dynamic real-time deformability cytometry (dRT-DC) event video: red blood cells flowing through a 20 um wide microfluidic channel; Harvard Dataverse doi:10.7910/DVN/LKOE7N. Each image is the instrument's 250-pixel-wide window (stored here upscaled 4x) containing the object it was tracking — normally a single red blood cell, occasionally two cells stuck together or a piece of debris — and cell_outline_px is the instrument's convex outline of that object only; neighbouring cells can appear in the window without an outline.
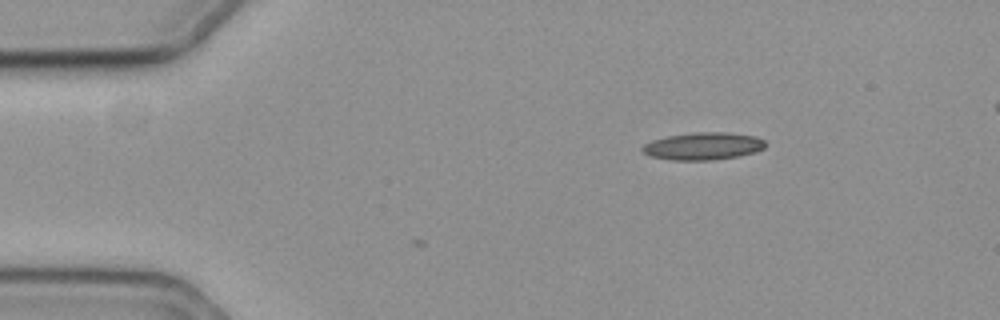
{"species": "common noctule bat (a hibernating species)", "species_latin": "Nyctalus noctula", "temperature_condition": "cold", "stored_images_in_passage": 3, "camera_frame_rate_fps": 3000, "um_per_image_px": 0.085, "animal": {"sex": "female", "body_mass_g": 19.3, "forearm_length_mm": 54.1}, "frame": {"image": 1, "passage_image": 3, "time_ms": 0.667, "image_size_px": [1000, 320], "cell_outline_px": [[764, 148], [756, 152], [736, 156], [712, 160], [672, 160], [652, 156], [644, 152], [640, 148], [644, 144], [652, 140], [668, 136], [696, 132], [728, 132], [756, 136], [764, 140]], "centroid_in_image_um": [59.77, 12.41], "position_along_channel_um": 25.2, "area_um2": 19.54}}